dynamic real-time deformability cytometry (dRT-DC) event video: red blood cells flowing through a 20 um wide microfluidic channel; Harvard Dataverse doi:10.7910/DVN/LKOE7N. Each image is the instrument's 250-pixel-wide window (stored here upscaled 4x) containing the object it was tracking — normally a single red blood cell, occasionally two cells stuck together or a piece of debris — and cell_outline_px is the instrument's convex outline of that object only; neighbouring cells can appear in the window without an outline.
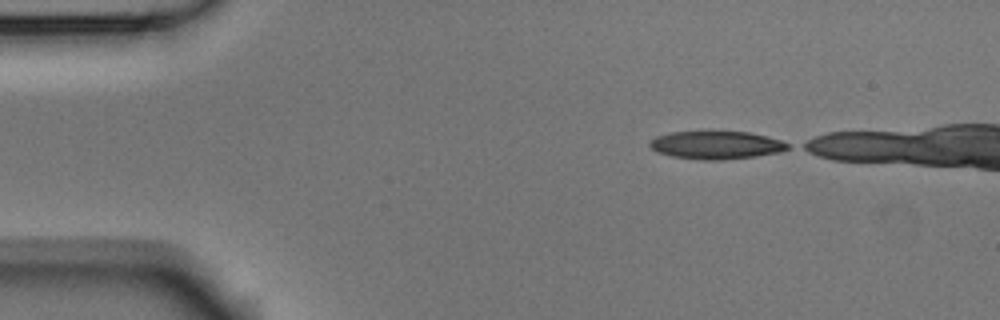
{"species": "Egyptian fruit bat (a non-hibernating species)", "species_latin": "Rousettus aegyptiacus", "temperature_condition": "room temperature", "stored_images_in_passage": 13, "camera_frame_rate_fps": 3000, "um_per_image_px": 0.085, "animal": {"sex": "male"}, "frame": {"image": 1, "passage_image": 1, "time_ms": 0.0, "image_size_px": [1000, 320], "cell_outline_px": [[788, 148], [780, 152], [756, 156], [720, 160], [700, 160], [672, 156], [656, 152], [648, 144], [648, 140], [656, 136], [668, 132], [712, 128], [752, 132], [768, 136], [780, 140], [788, 144]], "centroid_in_image_um": [60.81, 12.27], "position_along_channel_um": 24.2, "area_um2": 23.76}}
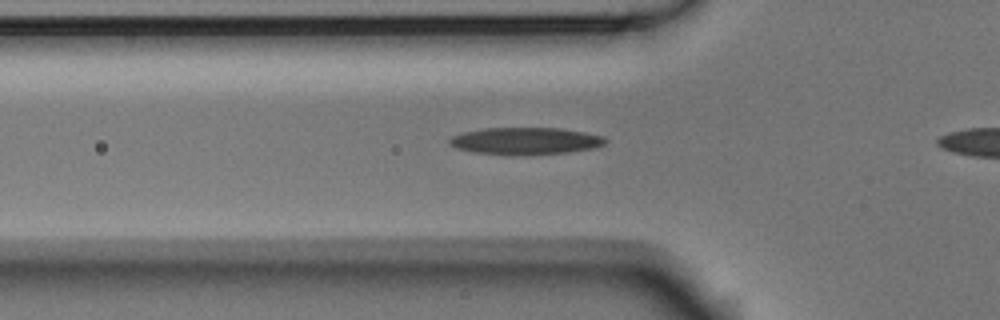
{"frame": {"image": 2, "passage_image": 11, "time_ms": 3.333, "image_size_px": [1000, 320], "cell_outline_px": [[608, 140], [604, 144], [596, 148], [568, 152], [472, 152], [456, 148], [448, 140], [452, 136], [464, 132], [484, 128], [560, 128], [584, 132], [604, 136]], "centroid_in_image_um": [44.73, 11.93], "position_along_channel_um": 81.1, "area_um2": 23.41}}